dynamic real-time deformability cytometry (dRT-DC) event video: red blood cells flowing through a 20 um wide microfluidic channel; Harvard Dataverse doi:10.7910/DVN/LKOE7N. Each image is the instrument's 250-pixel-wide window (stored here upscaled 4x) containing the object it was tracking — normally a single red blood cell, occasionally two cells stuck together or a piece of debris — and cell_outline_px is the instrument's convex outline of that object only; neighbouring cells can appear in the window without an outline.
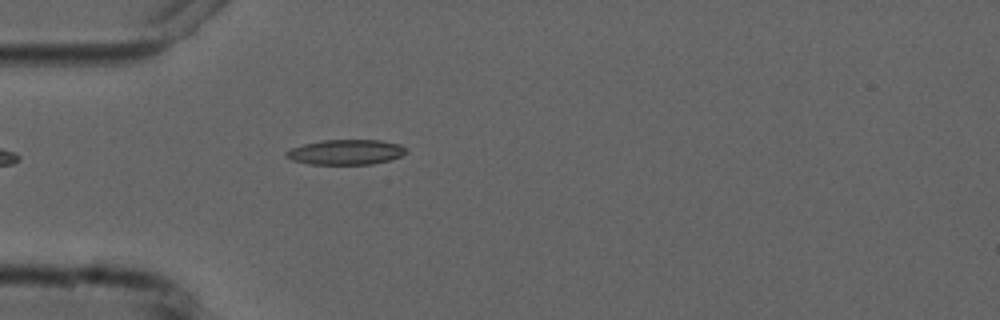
{"species": "common noctule bat (a hibernating species)", "species_latin": "Nyctalus noctula", "temperature_condition": "cold", "stored_images_in_passage": 4, "camera_frame_rate_fps": 3000, "um_per_image_px": 0.085, "animal": {"sex": "male", "forearm_length_mm": 52.5}, "frame": {"image": 1, "passage_image": 4, "time_ms": 4.667, "image_size_px": [1000, 320], "cell_outline_px": [[408, 152], [400, 156], [388, 160], [372, 164], [308, 164], [292, 160], [284, 156], [284, 152], [292, 148], [304, 144], [320, 140], [380, 140], [400, 144], [408, 148]], "centroid_in_image_um": [29.4, 12.92], "position_along_channel_um": 55.6, "area_um2": 17.63}}